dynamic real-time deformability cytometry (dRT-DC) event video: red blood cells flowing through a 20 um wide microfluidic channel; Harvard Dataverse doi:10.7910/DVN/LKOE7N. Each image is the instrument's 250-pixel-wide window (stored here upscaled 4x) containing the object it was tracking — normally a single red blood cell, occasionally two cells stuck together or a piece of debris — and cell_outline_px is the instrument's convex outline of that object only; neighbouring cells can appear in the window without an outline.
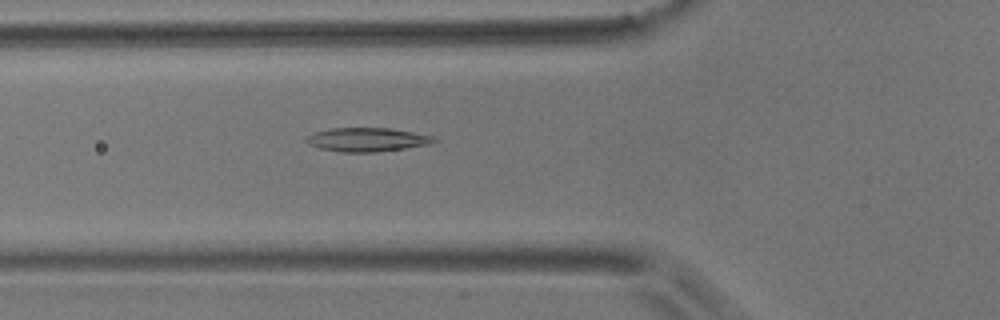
{"species": "common noctule bat (a hibernating species)", "species_latin": "Nyctalus noctula", "temperature_condition": "room temperature", "stored_images_in_passage": 6, "camera_frame_rate_fps": 3000, "um_per_image_px": 0.085, "animal": {"sex": "male", "body_mass_g": 17.9}, "frame": {"image": 1, "passage_image": 6, "time_ms": 1.667, "image_size_px": [1000, 320], "cell_outline_px": [[436, 140], [432, 144], [376, 152], [340, 152], [320, 148], [308, 144], [304, 140], [304, 136], [316, 132], [332, 128], [392, 128], [432, 136]], "centroid_in_image_um": [31.16, 11.87], "position_along_channel_um": 94.6, "area_um2": 17.69}}